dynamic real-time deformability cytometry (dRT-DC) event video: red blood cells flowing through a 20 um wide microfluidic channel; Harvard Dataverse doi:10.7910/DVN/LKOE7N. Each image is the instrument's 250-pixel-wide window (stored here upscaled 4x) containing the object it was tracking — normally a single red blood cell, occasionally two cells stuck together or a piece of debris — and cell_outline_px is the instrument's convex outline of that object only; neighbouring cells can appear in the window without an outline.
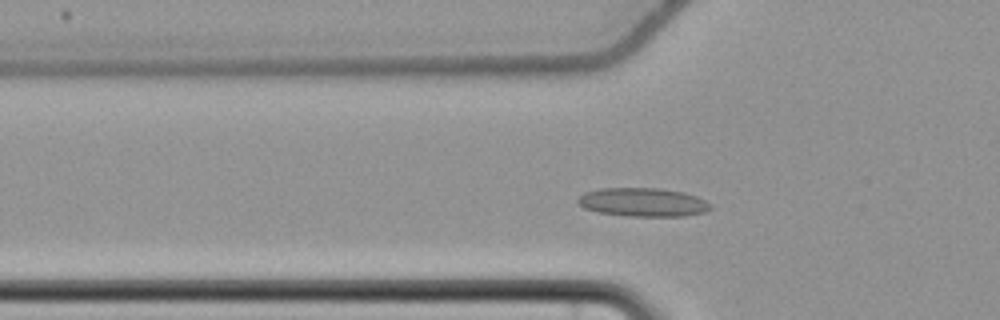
{"species": "common noctule bat (a hibernating species)", "species_latin": "Nyctalus noctula", "temperature_condition": "cold", "stored_images_in_passage": 52, "camera_frame_rate_fps": 3000, "um_per_image_px": 0.085, "animal": {"sex": "female", "body_mass_g": 22.7, "forearm_length_mm": 54.2}, "frame": {"image": 1, "passage_image": 14, "time_ms": 4.333, "image_size_px": [1000, 320], "cell_outline_px": [[712, 208], [704, 212], [684, 216], [628, 216], [596, 212], [584, 208], [576, 200], [584, 192], [600, 188], [660, 188], [684, 192], [696, 196], [704, 200]], "centroid_in_image_um": [54.62, 17.18], "position_along_channel_um": 71.2, "area_um2": 22.14}}
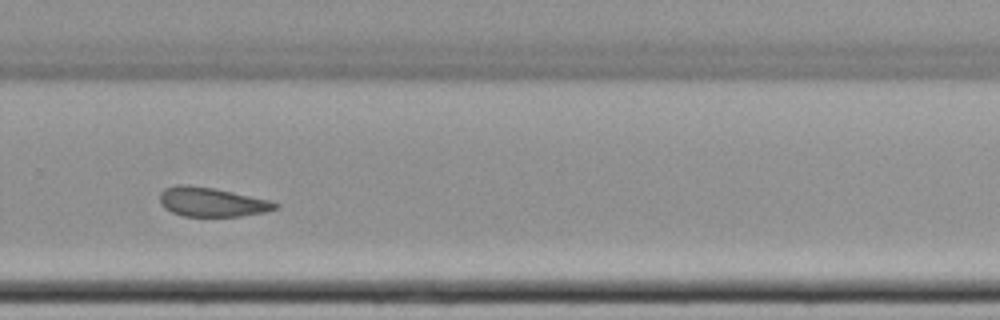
{"frame": {"image": 2, "passage_image": 34, "time_ms": 11.0, "image_size_px": [1000, 320], "cell_outline_px": [[280, 204], [276, 208], [264, 212], [240, 216], [184, 216], [172, 212], [164, 208], [160, 204], [160, 192], [164, 188], [176, 184], [188, 184], [212, 188], [232, 192], [268, 200]], "centroid_in_image_um": [17.94, 17.16], "position_along_channel_um": 311.9, "area_um2": 19.54}}
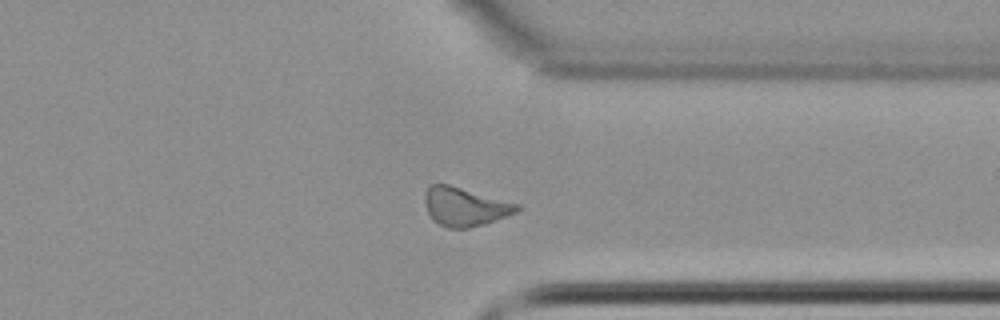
{"frame": {"image": 3, "passage_image": 39, "time_ms": 12.667, "image_size_px": [1000, 320], "cell_outline_px": [[520, 208], [516, 212], [484, 224], [468, 228], [448, 228], [436, 224], [432, 220], [424, 204], [424, 192], [432, 184], [448, 184], [520, 204]], "centroid_in_image_um": [39.47, 17.57], "position_along_channel_um": 371.9, "area_um2": 20.75}, "authors_computed_cell_mechanics": {"area_um2": 20.7213, "velocity_mm_per_s": 3.6336, "shape_relaxation_time_tau1_ms": null, "shape_relaxation_time_tau2_ms": 5.9392, "deformation_change_tau1": null, "deformation_change_tau2": 0.1356}}